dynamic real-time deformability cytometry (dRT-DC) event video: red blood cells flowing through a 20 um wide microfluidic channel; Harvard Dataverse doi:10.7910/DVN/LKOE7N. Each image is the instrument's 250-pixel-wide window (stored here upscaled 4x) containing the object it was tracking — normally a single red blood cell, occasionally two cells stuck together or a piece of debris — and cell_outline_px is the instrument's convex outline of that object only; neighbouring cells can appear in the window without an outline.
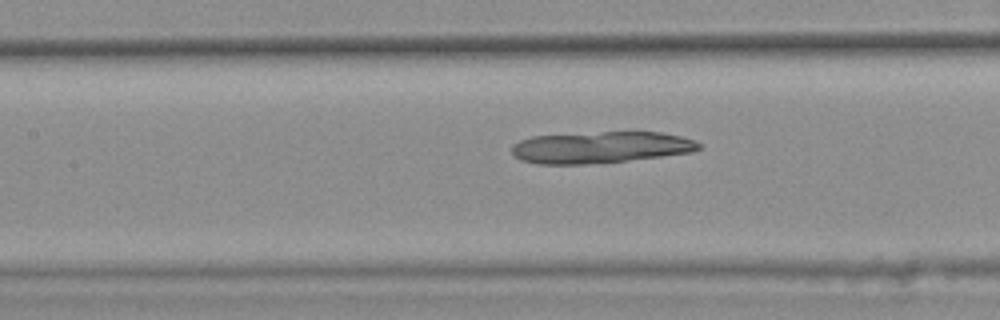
{"species": "common noctule bat (a hibernating species)", "species_latin": "Nyctalus noctula", "temperature_condition": "warm", "stored_images_in_passage": 45, "camera_frame_rate_fps": 3000, "um_per_image_px": 0.085, "animal": {"sex": "female", "body_mass_g": 25.1}, "frame": {"image": 1, "passage_image": 22, "time_ms": 7.0, "image_size_px": [1000, 320], "cell_outline_px": [[700, 148], [692, 152], [628, 160], [588, 164], [536, 164], [520, 160], [512, 152], [512, 144], [520, 140], [532, 136], [604, 132], [660, 132], [680, 136], [696, 140], [700, 144]], "centroid_in_image_um": [51.03, 12.52], "position_along_channel_um": 156.4, "area_um2": 34.28}}
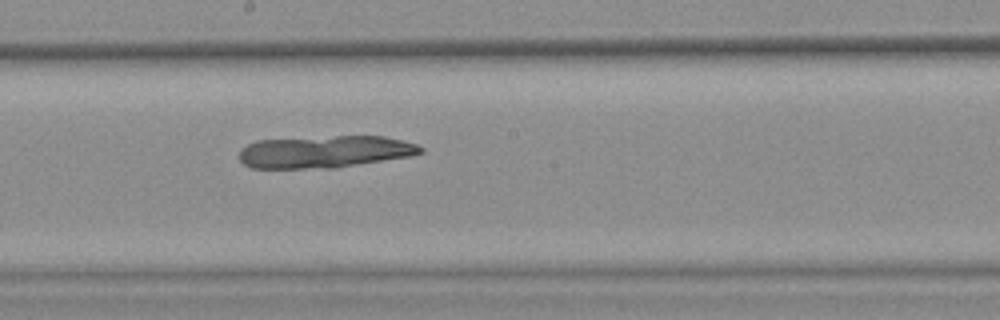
{"frame": {"image": 2, "passage_image": 27, "time_ms": 8.667, "image_size_px": [1000, 320], "cell_outline_px": [[424, 152], [412, 156], [336, 168], [252, 168], [244, 164], [240, 160], [240, 148], [256, 140], [336, 136], [384, 136], [404, 140], [416, 144], [424, 148]], "centroid_in_image_um": [27.64, 12.9], "position_along_channel_um": 220.6, "area_um2": 34.28}}